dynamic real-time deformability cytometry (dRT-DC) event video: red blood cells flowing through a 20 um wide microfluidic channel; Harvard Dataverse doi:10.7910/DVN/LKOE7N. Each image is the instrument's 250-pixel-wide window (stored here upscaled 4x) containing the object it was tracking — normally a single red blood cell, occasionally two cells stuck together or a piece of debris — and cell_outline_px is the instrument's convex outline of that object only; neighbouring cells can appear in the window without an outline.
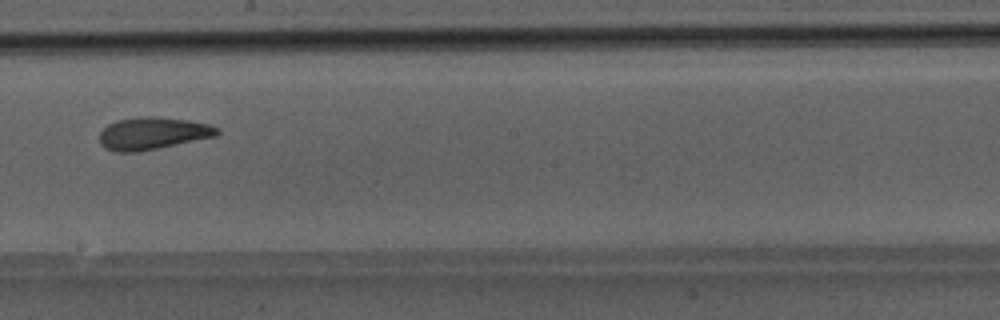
{"species": "Egyptian fruit bat (a non-hibernating species)", "species_latin": "Rousettus aegyptiacus", "temperature_condition": "room temperature", "stored_images_in_passage": 37, "camera_frame_rate_fps": 3000, "um_per_image_px": 0.085, "animal": {"sex": "male"}, "frame": {"image": 1, "passage_image": 22, "time_ms": 7.0, "image_size_px": [1000, 320], "cell_outline_px": [[220, 132], [216, 136], [136, 152], [116, 152], [104, 148], [100, 144], [100, 132], [108, 124], [116, 120], [140, 116], [156, 116], [188, 120], [208, 124], [220, 128]], "centroid_in_image_um": [12.96, 11.32], "position_along_channel_um": 235.2, "area_um2": 22.14}}